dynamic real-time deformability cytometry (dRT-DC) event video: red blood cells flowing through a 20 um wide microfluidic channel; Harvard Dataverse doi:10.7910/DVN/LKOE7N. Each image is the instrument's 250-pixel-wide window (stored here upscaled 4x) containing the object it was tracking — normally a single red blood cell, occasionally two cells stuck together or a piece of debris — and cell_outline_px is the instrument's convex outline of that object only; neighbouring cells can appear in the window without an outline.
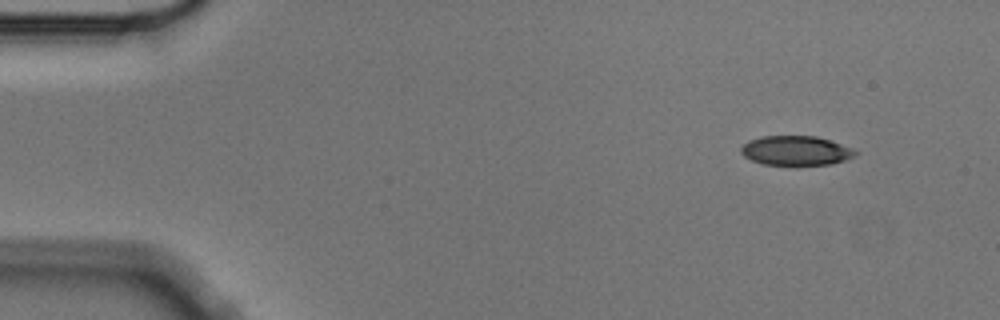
{"species": "Egyptian fruit bat (a non-hibernating species)", "species_latin": "Rousettus aegyptiacus", "temperature_condition": "cold", "stored_images_in_passage": 4, "camera_frame_rate_fps": 3000, "um_per_image_px": 0.085, "animal": {"sex": "male"}, "frame": {"image": 1, "passage_image": 1, "time_ms": 0.0, "image_size_px": [1000, 320], "cell_outline_px": [[860, 152], [856, 156], [832, 164], [764, 164], [752, 160], [744, 156], [740, 152], [740, 148], [748, 140], [760, 136], [816, 136], [852, 148]], "centroid_in_image_um": [67.65, 12.79], "position_along_channel_um": 17.4, "area_um2": 19.48}}
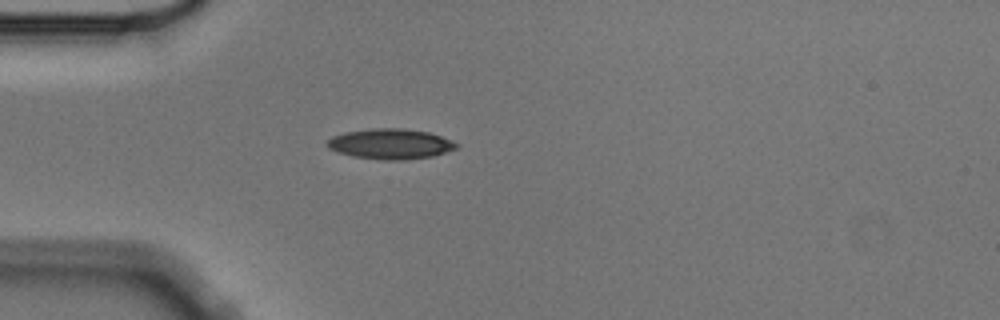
{"frame": {"image": 2, "passage_image": 4, "time_ms": 1.0, "image_size_px": [1000, 320], "cell_outline_px": [[460, 144], [456, 148], [432, 156], [404, 160], [380, 160], [352, 156], [336, 152], [328, 148], [324, 144], [332, 136], [344, 132], [372, 128], [404, 128], [428, 132], [452, 140]], "centroid_in_image_um": [33.14, 12.23], "position_along_channel_um": 51.9, "area_um2": 23.0}}